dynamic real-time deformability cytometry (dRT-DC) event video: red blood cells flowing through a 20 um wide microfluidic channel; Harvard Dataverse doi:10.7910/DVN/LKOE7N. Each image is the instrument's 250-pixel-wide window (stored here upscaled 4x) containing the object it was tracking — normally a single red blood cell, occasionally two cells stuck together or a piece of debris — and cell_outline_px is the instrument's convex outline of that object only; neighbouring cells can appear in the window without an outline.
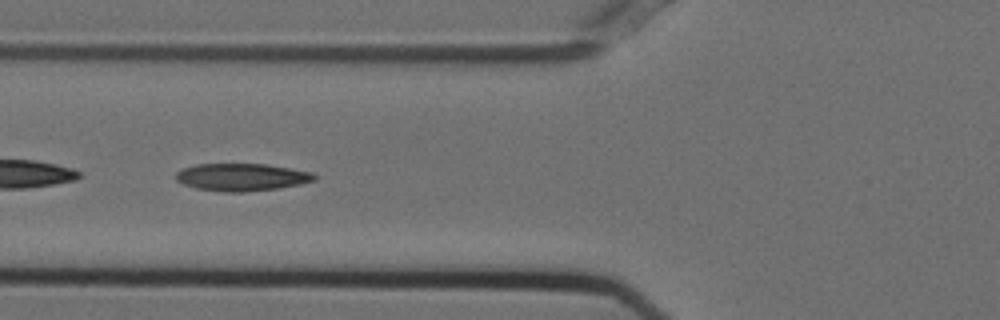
{"species": "Egyptian fruit bat (a non-hibernating species)", "species_latin": "Rousettus aegyptiacus", "temperature_condition": "cold", "stored_images_in_passage": 46, "camera_frame_rate_fps": 3000, "um_per_image_px": 0.085, "animal": {"sex": "female"}, "frame": {"image": 1, "passage_image": 20, "time_ms": 6.333, "image_size_px": [1000, 320], "cell_outline_px": [[316, 180], [300, 184], [276, 188], [244, 192], [224, 192], [196, 188], [184, 184], [176, 180], [176, 172], [184, 168], [196, 164], [264, 164], [312, 172], [316, 176]], "centroid_in_image_um": [20.53, 15.06], "position_along_channel_um": 105.3, "area_um2": 21.96}}
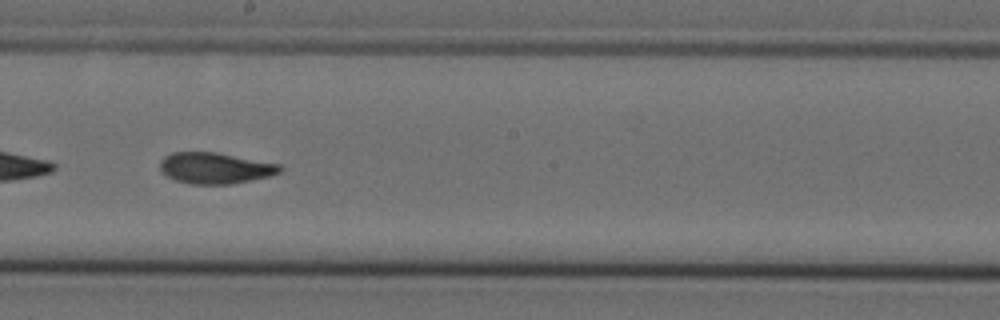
{"frame": {"image": 2, "passage_image": 30, "time_ms": 9.667, "image_size_px": [1000, 320], "cell_outline_px": [[284, 168], [280, 172], [268, 176], [232, 184], [192, 184], [176, 180], [168, 176], [160, 168], [160, 160], [164, 156], [172, 152], [216, 152], [280, 164]], "centroid_in_image_um": [18.29, 14.28], "position_along_channel_um": 229.9, "area_um2": 21.62}}
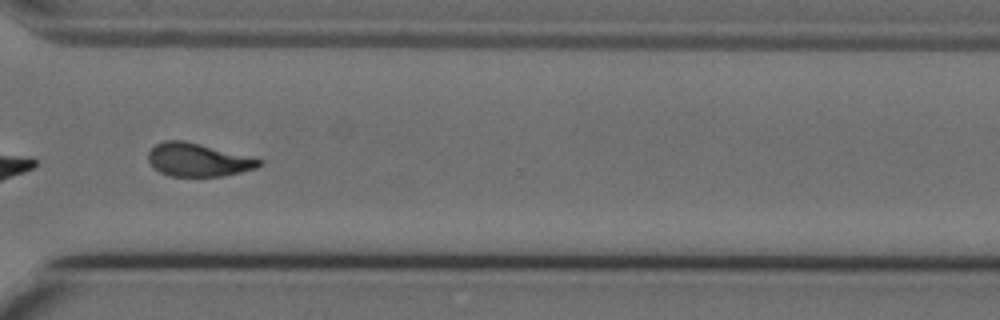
{"frame": {"image": 3, "passage_image": 40, "time_ms": 13.0, "image_size_px": [1000, 320], "cell_outline_px": [[264, 160], [256, 168], [224, 176], [168, 176], [160, 172], [148, 160], [148, 152], [156, 144], [164, 140], [184, 140]], "centroid_in_image_um": [16.82, 13.59], "position_along_channel_um": 353.8, "area_um2": 21.21}, "authors_computed_cell_mechanics": {"area_um2": 22.3397, "velocity_mm_per_s": 3.724, "shape_relaxation_time_tau1_ms": 8.2939, "shape_relaxation_time_tau2_ms": 2.1161, "deformation_change_tau1": 0.2152, "deformation_change_tau2": 0.0776}}